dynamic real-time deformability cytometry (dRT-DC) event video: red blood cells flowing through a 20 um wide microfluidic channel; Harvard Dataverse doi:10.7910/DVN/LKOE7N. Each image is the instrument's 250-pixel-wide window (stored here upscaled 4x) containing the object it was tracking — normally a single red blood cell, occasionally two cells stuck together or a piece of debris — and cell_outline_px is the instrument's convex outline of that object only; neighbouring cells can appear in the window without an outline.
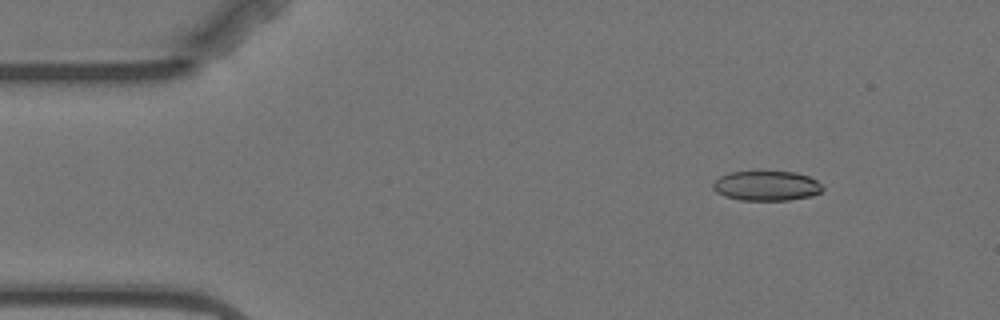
{"species": "Egyptian fruit bat (a non-hibernating species)", "species_latin": "Rousettus aegyptiacus", "temperature_condition": "warm", "stored_images_in_passage": 14, "camera_frame_rate_fps": 3000, "um_per_image_px": 0.085, "animal": {"sex": "female"}, "frame": {"image": 1, "passage_image": 2, "time_ms": 1.0, "image_size_px": [1000, 320], "cell_outline_px": [[824, 188], [820, 192], [812, 196], [788, 200], [740, 200], [724, 196], [716, 192], [712, 188], [712, 184], [720, 176], [728, 172], [796, 172], [808, 176], [824, 184]], "centroid_in_image_um": [65.17, 15.8], "position_along_channel_um": 19.8, "area_um2": 19.13}}
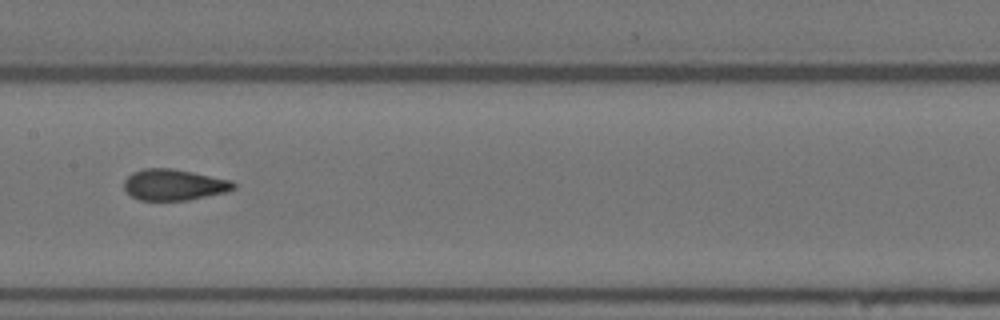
{"frame": {"image": 2, "passage_image": 7, "time_ms": 8.0, "image_size_px": [1000, 320], "cell_outline_px": [[236, 188], [228, 192], [188, 200], [140, 200], [132, 196], [124, 188], [124, 180], [132, 172], [144, 168], [172, 168], [232, 180], [236, 184]], "centroid_in_image_um": [14.81, 15.7], "position_along_channel_um": 192.6, "area_um2": 19.94}}
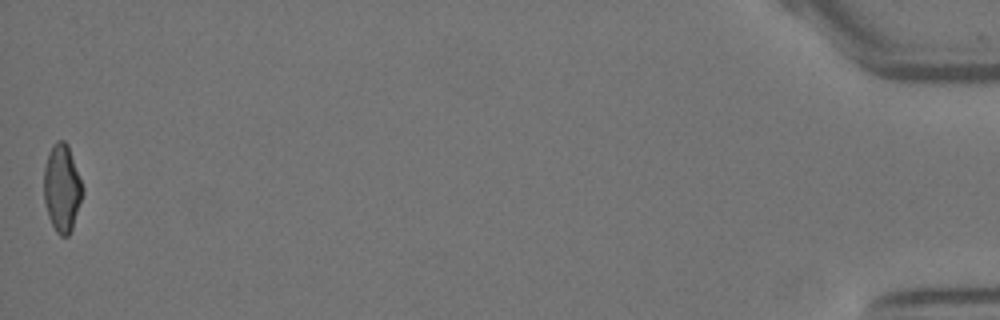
{"frame": {"image": 3, "passage_image": 14, "time_ms": 17.667, "image_size_px": [1000, 320], "cell_outline_px": [[84, 192], [72, 228], [68, 236], [60, 236], [56, 232], [48, 216], [44, 200], [44, 168], [48, 152], [52, 144], [56, 140], [64, 140], [68, 144], [84, 188]], "centroid_in_image_um": [5.27, 15.96], "position_along_channel_um": 429.9, "area_um2": 19.88}, "authors_computed_cell_mechanics": {"area_um2": 20.0855, "velocity_mm_per_s": 3.5161, "shape_relaxation_time_tau1_ms": 9.9108, "shape_relaxation_time_tau2_ms": 1.1292, "deformation_change_tau1": 0.2078, "deformation_change_tau2": 0.076}}